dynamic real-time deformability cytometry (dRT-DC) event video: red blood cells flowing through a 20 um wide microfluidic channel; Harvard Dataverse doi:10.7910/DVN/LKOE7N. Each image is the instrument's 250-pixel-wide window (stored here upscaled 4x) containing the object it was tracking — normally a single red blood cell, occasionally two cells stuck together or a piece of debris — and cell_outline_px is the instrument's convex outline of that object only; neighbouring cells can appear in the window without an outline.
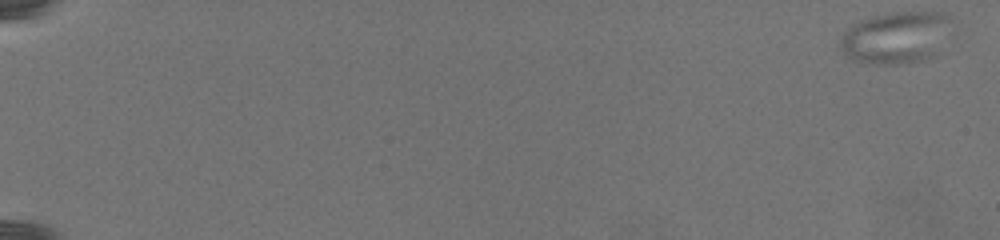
{"species": "common noctule bat (a hibernating species)", "species_latin": "Nyctalus noctula", "temperature_condition": "warm", "stored_images_in_passage": 71, "segment_of_instrument_passage": [1, 2], "camera_frame_rate_fps": 3000, "um_per_image_px": 0.085, "animal": {"sex": "female", "body_mass_g": 19.5, "forearm_length_mm": 54.1}, "frame": {"image": 1, "passage_image": 1, "time_ms": 0.0, "image_size_px": [1000, 240], "cell_outline_px": [[952, 20], [936, 56], [924, 60], [896, 64], [860, 64], [844, 56], [840, 48], [840, 40], [844, 32], [852, 24], [860, 20], [872, 16], [892, 12], [944, 12], [952, 16]], "centroid_in_image_um": [76.12, 3.2], "position_along_channel_um": 8.9, "area_um2": 34.22}}